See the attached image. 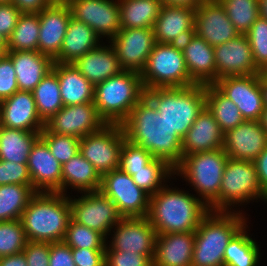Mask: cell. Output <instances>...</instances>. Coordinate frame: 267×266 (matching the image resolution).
<instances>
[{
    "label": "cell",
    "mask_w": 267,
    "mask_h": 266,
    "mask_svg": "<svg viewBox=\"0 0 267 266\" xmlns=\"http://www.w3.org/2000/svg\"><path fill=\"white\" fill-rule=\"evenodd\" d=\"M102 40L95 31L76 18H70L59 54L53 59L57 63H74L90 50L97 48Z\"/></svg>",
    "instance_id": "30"
},
{
    "label": "cell",
    "mask_w": 267,
    "mask_h": 266,
    "mask_svg": "<svg viewBox=\"0 0 267 266\" xmlns=\"http://www.w3.org/2000/svg\"><path fill=\"white\" fill-rule=\"evenodd\" d=\"M39 13H22L7 39V51H38Z\"/></svg>",
    "instance_id": "39"
},
{
    "label": "cell",
    "mask_w": 267,
    "mask_h": 266,
    "mask_svg": "<svg viewBox=\"0 0 267 266\" xmlns=\"http://www.w3.org/2000/svg\"><path fill=\"white\" fill-rule=\"evenodd\" d=\"M22 12L11 2L0 3V34L6 40L12 34Z\"/></svg>",
    "instance_id": "51"
},
{
    "label": "cell",
    "mask_w": 267,
    "mask_h": 266,
    "mask_svg": "<svg viewBox=\"0 0 267 266\" xmlns=\"http://www.w3.org/2000/svg\"><path fill=\"white\" fill-rule=\"evenodd\" d=\"M247 219L238 209L209 211L195 231L191 266H224L225 248Z\"/></svg>",
    "instance_id": "4"
},
{
    "label": "cell",
    "mask_w": 267,
    "mask_h": 266,
    "mask_svg": "<svg viewBox=\"0 0 267 266\" xmlns=\"http://www.w3.org/2000/svg\"><path fill=\"white\" fill-rule=\"evenodd\" d=\"M217 80L226 76L260 74L254 64L252 49L246 35L214 46Z\"/></svg>",
    "instance_id": "19"
},
{
    "label": "cell",
    "mask_w": 267,
    "mask_h": 266,
    "mask_svg": "<svg viewBox=\"0 0 267 266\" xmlns=\"http://www.w3.org/2000/svg\"><path fill=\"white\" fill-rule=\"evenodd\" d=\"M144 96L141 74L123 70L94 86L93 103L106 124L121 125Z\"/></svg>",
    "instance_id": "6"
},
{
    "label": "cell",
    "mask_w": 267,
    "mask_h": 266,
    "mask_svg": "<svg viewBox=\"0 0 267 266\" xmlns=\"http://www.w3.org/2000/svg\"><path fill=\"white\" fill-rule=\"evenodd\" d=\"M132 176L135 184L149 196L157 193L167 180L174 176V169L164 160L154 158L139 171H124Z\"/></svg>",
    "instance_id": "40"
},
{
    "label": "cell",
    "mask_w": 267,
    "mask_h": 266,
    "mask_svg": "<svg viewBox=\"0 0 267 266\" xmlns=\"http://www.w3.org/2000/svg\"><path fill=\"white\" fill-rule=\"evenodd\" d=\"M259 17L267 20V0H258Z\"/></svg>",
    "instance_id": "59"
},
{
    "label": "cell",
    "mask_w": 267,
    "mask_h": 266,
    "mask_svg": "<svg viewBox=\"0 0 267 266\" xmlns=\"http://www.w3.org/2000/svg\"><path fill=\"white\" fill-rule=\"evenodd\" d=\"M260 83L262 88V97L264 107L267 108V77L261 72L260 73Z\"/></svg>",
    "instance_id": "58"
},
{
    "label": "cell",
    "mask_w": 267,
    "mask_h": 266,
    "mask_svg": "<svg viewBox=\"0 0 267 266\" xmlns=\"http://www.w3.org/2000/svg\"><path fill=\"white\" fill-rule=\"evenodd\" d=\"M223 141V131L205 106L182 138V158L198 152L223 148Z\"/></svg>",
    "instance_id": "26"
},
{
    "label": "cell",
    "mask_w": 267,
    "mask_h": 266,
    "mask_svg": "<svg viewBox=\"0 0 267 266\" xmlns=\"http://www.w3.org/2000/svg\"><path fill=\"white\" fill-rule=\"evenodd\" d=\"M121 28H153L162 0H118Z\"/></svg>",
    "instance_id": "34"
},
{
    "label": "cell",
    "mask_w": 267,
    "mask_h": 266,
    "mask_svg": "<svg viewBox=\"0 0 267 266\" xmlns=\"http://www.w3.org/2000/svg\"><path fill=\"white\" fill-rule=\"evenodd\" d=\"M69 202L71 218L101 233L107 241L113 227L123 218L115 203L101 191L85 192L74 199L70 197Z\"/></svg>",
    "instance_id": "12"
},
{
    "label": "cell",
    "mask_w": 267,
    "mask_h": 266,
    "mask_svg": "<svg viewBox=\"0 0 267 266\" xmlns=\"http://www.w3.org/2000/svg\"><path fill=\"white\" fill-rule=\"evenodd\" d=\"M11 0H0V3L10 2Z\"/></svg>",
    "instance_id": "64"
},
{
    "label": "cell",
    "mask_w": 267,
    "mask_h": 266,
    "mask_svg": "<svg viewBox=\"0 0 267 266\" xmlns=\"http://www.w3.org/2000/svg\"><path fill=\"white\" fill-rule=\"evenodd\" d=\"M145 96L181 138L206 106L205 85L201 84L147 89Z\"/></svg>",
    "instance_id": "5"
},
{
    "label": "cell",
    "mask_w": 267,
    "mask_h": 266,
    "mask_svg": "<svg viewBox=\"0 0 267 266\" xmlns=\"http://www.w3.org/2000/svg\"><path fill=\"white\" fill-rule=\"evenodd\" d=\"M101 178L92 163L78 152L62 165V194H66L68 188L80 194L100 191Z\"/></svg>",
    "instance_id": "32"
},
{
    "label": "cell",
    "mask_w": 267,
    "mask_h": 266,
    "mask_svg": "<svg viewBox=\"0 0 267 266\" xmlns=\"http://www.w3.org/2000/svg\"><path fill=\"white\" fill-rule=\"evenodd\" d=\"M0 48L6 53L7 51V40L0 34Z\"/></svg>",
    "instance_id": "61"
},
{
    "label": "cell",
    "mask_w": 267,
    "mask_h": 266,
    "mask_svg": "<svg viewBox=\"0 0 267 266\" xmlns=\"http://www.w3.org/2000/svg\"><path fill=\"white\" fill-rule=\"evenodd\" d=\"M203 1L205 0H162V3L196 8Z\"/></svg>",
    "instance_id": "57"
},
{
    "label": "cell",
    "mask_w": 267,
    "mask_h": 266,
    "mask_svg": "<svg viewBox=\"0 0 267 266\" xmlns=\"http://www.w3.org/2000/svg\"><path fill=\"white\" fill-rule=\"evenodd\" d=\"M35 193L32 185L0 186V222L21 219L23 211Z\"/></svg>",
    "instance_id": "38"
},
{
    "label": "cell",
    "mask_w": 267,
    "mask_h": 266,
    "mask_svg": "<svg viewBox=\"0 0 267 266\" xmlns=\"http://www.w3.org/2000/svg\"><path fill=\"white\" fill-rule=\"evenodd\" d=\"M7 184L32 185L27 164L0 160V186Z\"/></svg>",
    "instance_id": "48"
},
{
    "label": "cell",
    "mask_w": 267,
    "mask_h": 266,
    "mask_svg": "<svg viewBox=\"0 0 267 266\" xmlns=\"http://www.w3.org/2000/svg\"><path fill=\"white\" fill-rule=\"evenodd\" d=\"M140 74L145 90L195 85L187 71L182 48L177 44L156 42Z\"/></svg>",
    "instance_id": "9"
},
{
    "label": "cell",
    "mask_w": 267,
    "mask_h": 266,
    "mask_svg": "<svg viewBox=\"0 0 267 266\" xmlns=\"http://www.w3.org/2000/svg\"><path fill=\"white\" fill-rule=\"evenodd\" d=\"M195 8L163 4L153 25L155 41L180 45L194 33Z\"/></svg>",
    "instance_id": "22"
},
{
    "label": "cell",
    "mask_w": 267,
    "mask_h": 266,
    "mask_svg": "<svg viewBox=\"0 0 267 266\" xmlns=\"http://www.w3.org/2000/svg\"><path fill=\"white\" fill-rule=\"evenodd\" d=\"M16 73L19 90L32 92L52 70L54 60L38 51H6Z\"/></svg>",
    "instance_id": "28"
},
{
    "label": "cell",
    "mask_w": 267,
    "mask_h": 266,
    "mask_svg": "<svg viewBox=\"0 0 267 266\" xmlns=\"http://www.w3.org/2000/svg\"><path fill=\"white\" fill-rule=\"evenodd\" d=\"M0 126L41 132L45 123L37 113L33 93L18 90L0 102Z\"/></svg>",
    "instance_id": "23"
},
{
    "label": "cell",
    "mask_w": 267,
    "mask_h": 266,
    "mask_svg": "<svg viewBox=\"0 0 267 266\" xmlns=\"http://www.w3.org/2000/svg\"><path fill=\"white\" fill-rule=\"evenodd\" d=\"M32 93L37 113L44 123L64 106L57 74L53 70L45 75Z\"/></svg>",
    "instance_id": "37"
},
{
    "label": "cell",
    "mask_w": 267,
    "mask_h": 266,
    "mask_svg": "<svg viewBox=\"0 0 267 266\" xmlns=\"http://www.w3.org/2000/svg\"><path fill=\"white\" fill-rule=\"evenodd\" d=\"M195 232L157 234L153 266H191Z\"/></svg>",
    "instance_id": "27"
},
{
    "label": "cell",
    "mask_w": 267,
    "mask_h": 266,
    "mask_svg": "<svg viewBox=\"0 0 267 266\" xmlns=\"http://www.w3.org/2000/svg\"><path fill=\"white\" fill-rule=\"evenodd\" d=\"M100 191L115 203L123 218L147 217L150 196L119 168L102 176Z\"/></svg>",
    "instance_id": "11"
},
{
    "label": "cell",
    "mask_w": 267,
    "mask_h": 266,
    "mask_svg": "<svg viewBox=\"0 0 267 266\" xmlns=\"http://www.w3.org/2000/svg\"><path fill=\"white\" fill-rule=\"evenodd\" d=\"M113 228L105 250L155 255L157 232L147 217L122 218Z\"/></svg>",
    "instance_id": "17"
},
{
    "label": "cell",
    "mask_w": 267,
    "mask_h": 266,
    "mask_svg": "<svg viewBox=\"0 0 267 266\" xmlns=\"http://www.w3.org/2000/svg\"><path fill=\"white\" fill-rule=\"evenodd\" d=\"M228 156L223 148L183 157L174 169L198 193V198L211 210L218 203V195Z\"/></svg>",
    "instance_id": "7"
},
{
    "label": "cell",
    "mask_w": 267,
    "mask_h": 266,
    "mask_svg": "<svg viewBox=\"0 0 267 266\" xmlns=\"http://www.w3.org/2000/svg\"><path fill=\"white\" fill-rule=\"evenodd\" d=\"M126 140L164 160L173 169L182 161V138L144 96L121 124Z\"/></svg>",
    "instance_id": "1"
},
{
    "label": "cell",
    "mask_w": 267,
    "mask_h": 266,
    "mask_svg": "<svg viewBox=\"0 0 267 266\" xmlns=\"http://www.w3.org/2000/svg\"><path fill=\"white\" fill-rule=\"evenodd\" d=\"M52 4H69L73 0H50Z\"/></svg>",
    "instance_id": "62"
},
{
    "label": "cell",
    "mask_w": 267,
    "mask_h": 266,
    "mask_svg": "<svg viewBox=\"0 0 267 266\" xmlns=\"http://www.w3.org/2000/svg\"><path fill=\"white\" fill-rule=\"evenodd\" d=\"M260 187L267 195V146L254 160Z\"/></svg>",
    "instance_id": "55"
},
{
    "label": "cell",
    "mask_w": 267,
    "mask_h": 266,
    "mask_svg": "<svg viewBox=\"0 0 267 266\" xmlns=\"http://www.w3.org/2000/svg\"><path fill=\"white\" fill-rule=\"evenodd\" d=\"M40 138L47 144L51 154L63 165L79 152L80 138L40 132Z\"/></svg>",
    "instance_id": "44"
},
{
    "label": "cell",
    "mask_w": 267,
    "mask_h": 266,
    "mask_svg": "<svg viewBox=\"0 0 267 266\" xmlns=\"http://www.w3.org/2000/svg\"><path fill=\"white\" fill-rule=\"evenodd\" d=\"M105 121L99 116L93 102L63 106L54 116L45 122L41 132H53L59 135H71L82 138L97 132Z\"/></svg>",
    "instance_id": "14"
},
{
    "label": "cell",
    "mask_w": 267,
    "mask_h": 266,
    "mask_svg": "<svg viewBox=\"0 0 267 266\" xmlns=\"http://www.w3.org/2000/svg\"><path fill=\"white\" fill-rule=\"evenodd\" d=\"M70 18L68 4H51L39 12L38 52L52 59L59 54Z\"/></svg>",
    "instance_id": "25"
},
{
    "label": "cell",
    "mask_w": 267,
    "mask_h": 266,
    "mask_svg": "<svg viewBox=\"0 0 267 266\" xmlns=\"http://www.w3.org/2000/svg\"><path fill=\"white\" fill-rule=\"evenodd\" d=\"M246 36L252 49L254 64L262 72L267 68V20L259 17Z\"/></svg>",
    "instance_id": "45"
},
{
    "label": "cell",
    "mask_w": 267,
    "mask_h": 266,
    "mask_svg": "<svg viewBox=\"0 0 267 266\" xmlns=\"http://www.w3.org/2000/svg\"><path fill=\"white\" fill-rule=\"evenodd\" d=\"M155 255L105 250V266H153Z\"/></svg>",
    "instance_id": "47"
},
{
    "label": "cell",
    "mask_w": 267,
    "mask_h": 266,
    "mask_svg": "<svg viewBox=\"0 0 267 266\" xmlns=\"http://www.w3.org/2000/svg\"><path fill=\"white\" fill-rule=\"evenodd\" d=\"M76 266H105V249L71 248Z\"/></svg>",
    "instance_id": "52"
},
{
    "label": "cell",
    "mask_w": 267,
    "mask_h": 266,
    "mask_svg": "<svg viewBox=\"0 0 267 266\" xmlns=\"http://www.w3.org/2000/svg\"><path fill=\"white\" fill-rule=\"evenodd\" d=\"M240 35H246L259 18L258 0H219Z\"/></svg>",
    "instance_id": "41"
},
{
    "label": "cell",
    "mask_w": 267,
    "mask_h": 266,
    "mask_svg": "<svg viewBox=\"0 0 267 266\" xmlns=\"http://www.w3.org/2000/svg\"><path fill=\"white\" fill-rule=\"evenodd\" d=\"M262 73L267 77V68L263 70Z\"/></svg>",
    "instance_id": "65"
},
{
    "label": "cell",
    "mask_w": 267,
    "mask_h": 266,
    "mask_svg": "<svg viewBox=\"0 0 267 266\" xmlns=\"http://www.w3.org/2000/svg\"><path fill=\"white\" fill-rule=\"evenodd\" d=\"M125 132L120 124H105L100 130L80 138L79 153L102 177L119 168Z\"/></svg>",
    "instance_id": "10"
},
{
    "label": "cell",
    "mask_w": 267,
    "mask_h": 266,
    "mask_svg": "<svg viewBox=\"0 0 267 266\" xmlns=\"http://www.w3.org/2000/svg\"><path fill=\"white\" fill-rule=\"evenodd\" d=\"M70 219L69 197L58 192H36L21 216L27 240L47 243L64 240Z\"/></svg>",
    "instance_id": "3"
},
{
    "label": "cell",
    "mask_w": 267,
    "mask_h": 266,
    "mask_svg": "<svg viewBox=\"0 0 267 266\" xmlns=\"http://www.w3.org/2000/svg\"><path fill=\"white\" fill-rule=\"evenodd\" d=\"M205 93L206 107L212 113L223 133L234 129L245 121L237 105L214 84L205 85Z\"/></svg>",
    "instance_id": "35"
},
{
    "label": "cell",
    "mask_w": 267,
    "mask_h": 266,
    "mask_svg": "<svg viewBox=\"0 0 267 266\" xmlns=\"http://www.w3.org/2000/svg\"><path fill=\"white\" fill-rule=\"evenodd\" d=\"M23 252L27 266H49L50 243L27 241Z\"/></svg>",
    "instance_id": "50"
},
{
    "label": "cell",
    "mask_w": 267,
    "mask_h": 266,
    "mask_svg": "<svg viewBox=\"0 0 267 266\" xmlns=\"http://www.w3.org/2000/svg\"><path fill=\"white\" fill-rule=\"evenodd\" d=\"M262 127L267 132V108H264L262 118L260 120Z\"/></svg>",
    "instance_id": "60"
},
{
    "label": "cell",
    "mask_w": 267,
    "mask_h": 266,
    "mask_svg": "<svg viewBox=\"0 0 267 266\" xmlns=\"http://www.w3.org/2000/svg\"><path fill=\"white\" fill-rule=\"evenodd\" d=\"M0 266H27L24 252L0 257Z\"/></svg>",
    "instance_id": "56"
},
{
    "label": "cell",
    "mask_w": 267,
    "mask_h": 266,
    "mask_svg": "<svg viewBox=\"0 0 267 266\" xmlns=\"http://www.w3.org/2000/svg\"><path fill=\"white\" fill-rule=\"evenodd\" d=\"M124 70L141 73L156 43L152 28H121L108 41Z\"/></svg>",
    "instance_id": "16"
},
{
    "label": "cell",
    "mask_w": 267,
    "mask_h": 266,
    "mask_svg": "<svg viewBox=\"0 0 267 266\" xmlns=\"http://www.w3.org/2000/svg\"><path fill=\"white\" fill-rule=\"evenodd\" d=\"M194 23V33L213 47L240 35L219 0L201 2L195 8Z\"/></svg>",
    "instance_id": "18"
},
{
    "label": "cell",
    "mask_w": 267,
    "mask_h": 266,
    "mask_svg": "<svg viewBox=\"0 0 267 266\" xmlns=\"http://www.w3.org/2000/svg\"><path fill=\"white\" fill-rule=\"evenodd\" d=\"M169 186L150 196L147 219L157 234L195 232L209 208L195 195Z\"/></svg>",
    "instance_id": "2"
},
{
    "label": "cell",
    "mask_w": 267,
    "mask_h": 266,
    "mask_svg": "<svg viewBox=\"0 0 267 266\" xmlns=\"http://www.w3.org/2000/svg\"><path fill=\"white\" fill-rule=\"evenodd\" d=\"M245 224L229 241L224 251V266H257L260 250L255 239L246 231Z\"/></svg>",
    "instance_id": "36"
},
{
    "label": "cell",
    "mask_w": 267,
    "mask_h": 266,
    "mask_svg": "<svg viewBox=\"0 0 267 266\" xmlns=\"http://www.w3.org/2000/svg\"><path fill=\"white\" fill-rule=\"evenodd\" d=\"M71 248L106 249V238L97 231L79 224L72 218L63 240Z\"/></svg>",
    "instance_id": "42"
},
{
    "label": "cell",
    "mask_w": 267,
    "mask_h": 266,
    "mask_svg": "<svg viewBox=\"0 0 267 266\" xmlns=\"http://www.w3.org/2000/svg\"><path fill=\"white\" fill-rule=\"evenodd\" d=\"M27 241L21 219L0 222V257L22 252Z\"/></svg>",
    "instance_id": "43"
},
{
    "label": "cell",
    "mask_w": 267,
    "mask_h": 266,
    "mask_svg": "<svg viewBox=\"0 0 267 266\" xmlns=\"http://www.w3.org/2000/svg\"><path fill=\"white\" fill-rule=\"evenodd\" d=\"M258 199L267 202V195L260 187L254 161L228 158L222 176L218 203L210 211L233 212L237 209L233 210L236 205L240 206Z\"/></svg>",
    "instance_id": "8"
},
{
    "label": "cell",
    "mask_w": 267,
    "mask_h": 266,
    "mask_svg": "<svg viewBox=\"0 0 267 266\" xmlns=\"http://www.w3.org/2000/svg\"><path fill=\"white\" fill-rule=\"evenodd\" d=\"M4 54L5 52L0 48V59L3 57Z\"/></svg>",
    "instance_id": "63"
},
{
    "label": "cell",
    "mask_w": 267,
    "mask_h": 266,
    "mask_svg": "<svg viewBox=\"0 0 267 266\" xmlns=\"http://www.w3.org/2000/svg\"><path fill=\"white\" fill-rule=\"evenodd\" d=\"M68 6L71 16L91 27L100 38L110 41L121 29L118 0H73Z\"/></svg>",
    "instance_id": "15"
},
{
    "label": "cell",
    "mask_w": 267,
    "mask_h": 266,
    "mask_svg": "<svg viewBox=\"0 0 267 266\" xmlns=\"http://www.w3.org/2000/svg\"><path fill=\"white\" fill-rule=\"evenodd\" d=\"M214 85L237 105L245 120H261L265 107L260 74L226 76Z\"/></svg>",
    "instance_id": "13"
},
{
    "label": "cell",
    "mask_w": 267,
    "mask_h": 266,
    "mask_svg": "<svg viewBox=\"0 0 267 266\" xmlns=\"http://www.w3.org/2000/svg\"><path fill=\"white\" fill-rule=\"evenodd\" d=\"M40 132H28L0 126V160L27 164L32 146Z\"/></svg>",
    "instance_id": "33"
},
{
    "label": "cell",
    "mask_w": 267,
    "mask_h": 266,
    "mask_svg": "<svg viewBox=\"0 0 267 266\" xmlns=\"http://www.w3.org/2000/svg\"><path fill=\"white\" fill-rule=\"evenodd\" d=\"M73 65L94 86L124 70L110 43L107 46L101 43L77 59Z\"/></svg>",
    "instance_id": "29"
},
{
    "label": "cell",
    "mask_w": 267,
    "mask_h": 266,
    "mask_svg": "<svg viewBox=\"0 0 267 266\" xmlns=\"http://www.w3.org/2000/svg\"><path fill=\"white\" fill-rule=\"evenodd\" d=\"M267 146V132L260 121L245 120L224 133L223 150L228 158L254 161Z\"/></svg>",
    "instance_id": "20"
},
{
    "label": "cell",
    "mask_w": 267,
    "mask_h": 266,
    "mask_svg": "<svg viewBox=\"0 0 267 266\" xmlns=\"http://www.w3.org/2000/svg\"><path fill=\"white\" fill-rule=\"evenodd\" d=\"M19 90L12 60L4 54L0 59V102Z\"/></svg>",
    "instance_id": "49"
},
{
    "label": "cell",
    "mask_w": 267,
    "mask_h": 266,
    "mask_svg": "<svg viewBox=\"0 0 267 266\" xmlns=\"http://www.w3.org/2000/svg\"><path fill=\"white\" fill-rule=\"evenodd\" d=\"M49 266H76L72 249L64 241L50 243Z\"/></svg>",
    "instance_id": "53"
},
{
    "label": "cell",
    "mask_w": 267,
    "mask_h": 266,
    "mask_svg": "<svg viewBox=\"0 0 267 266\" xmlns=\"http://www.w3.org/2000/svg\"><path fill=\"white\" fill-rule=\"evenodd\" d=\"M190 79L195 84L209 85L217 81L214 47L195 33L180 44Z\"/></svg>",
    "instance_id": "24"
},
{
    "label": "cell",
    "mask_w": 267,
    "mask_h": 266,
    "mask_svg": "<svg viewBox=\"0 0 267 266\" xmlns=\"http://www.w3.org/2000/svg\"><path fill=\"white\" fill-rule=\"evenodd\" d=\"M22 13H39L52 3L50 0H11Z\"/></svg>",
    "instance_id": "54"
},
{
    "label": "cell",
    "mask_w": 267,
    "mask_h": 266,
    "mask_svg": "<svg viewBox=\"0 0 267 266\" xmlns=\"http://www.w3.org/2000/svg\"><path fill=\"white\" fill-rule=\"evenodd\" d=\"M27 166L36 192L62 194V164L51 154L41 138L32 146Z\"/></svg>",
    "instance_id": "21"
},
{
    "label": "cell",
    "mask_w": 267,
    "mask_h": 266,
    "mask_svg": "<svg viewBox=\"0 0 267 266\" xmlns=\"http://www.w3.org/2000/svg\"><path fill=\"white\" fill-rule=\"evenodd\" d=\"M52 70L57 74L64 106L94 101V85L72 63L54 62Z\"/></svg>",
    "instance_id": "31"
},
{
    "label": "cell",
    "mask_w": 267,
    "mask_h": 266,
    "mask_svg": "<svg viewBox=\"0 0 267 266\" xmlns=\"http://www.w3.org/2000/svg\"><path fill=\"white\" fill-rule=\"evenodd\" d=\"M154 158L149 151L125 140L121 150L119 169L122 171H139Z\"/></svg>",
    "instance_id": "46"
}]
</instances>
